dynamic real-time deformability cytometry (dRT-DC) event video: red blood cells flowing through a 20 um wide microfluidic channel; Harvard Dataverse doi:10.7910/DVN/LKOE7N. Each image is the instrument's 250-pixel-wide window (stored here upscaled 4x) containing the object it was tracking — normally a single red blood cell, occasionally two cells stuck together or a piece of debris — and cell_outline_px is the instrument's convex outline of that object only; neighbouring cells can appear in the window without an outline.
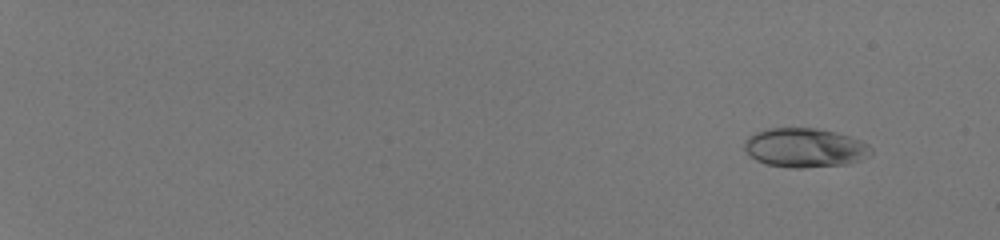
{"species": "human", "species_latin": "Homo sapiens", "temperature_condition": "room temperature", "stored_images_in_passage": 51, "camera_frame_rate_fps": 3000, "um_per_image_px": 0.085, "donor": {"sex": "male"}, "frame": {"image": 1, "passage_image": 1, "time_ms": 0.0, "image_size_px": [1000, 240], "cell_outline_px": [[872, 152], [868, 156], [860, 160], [848, 164], [804, 168], [792, 168], [764, 164], [756, 160], [744, 148], [744, 144], [748, 136], [756, 132], [768, 128], [816, 128], [848, 136], [860, 140], [868, 144], [872, 148]], "centroid_in_image_um": [68.41, 12.57], "position_along_channel_um": 16.6, "area_um2": 28.9}}
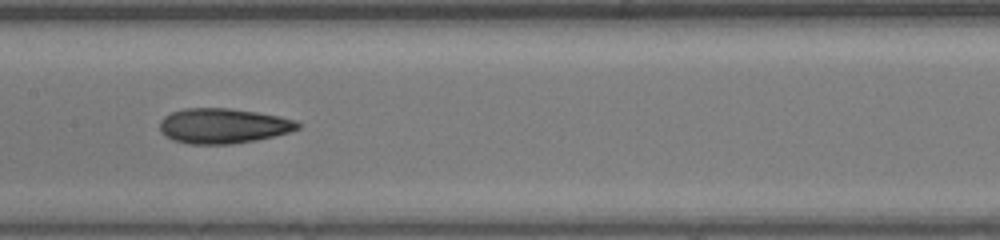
{"frame": {"image": 2, "passage_image": 30, "time_ms": 9.667, "image_size_px": [1000, 240], "cell_outline_px": [[300, 128], [288, 132], [256, 140], [232, 144], [188, 144], [172, 140], [164, 136], [160, 132], [160, 120], [164, 116], [172, 112], [184, 108], [228, 108], [256, 112], [280, 116], [296, 120], [300, 124]], "centroid_in_image_um": [18.93, 10.7], "position_along_channel_um": 188.5, "area_um2": 28.32}}
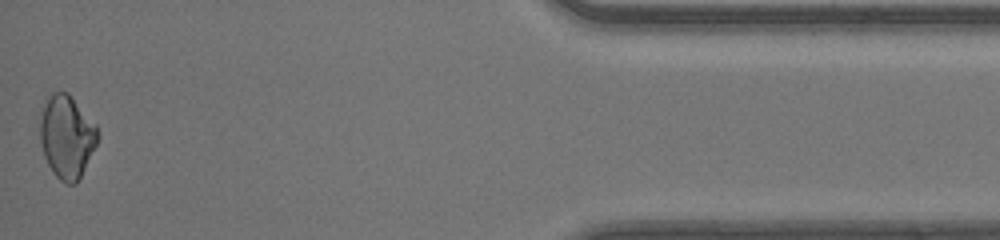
{"frame": {"image": 3, "passage_image": 51, "time_ms": 16.667, "image_size_px": [1000, 240], "cell_outline_px": [[100, 136], [76, 184], [64, 184], [52, 172], [44, 156], [40, 140], [40, 120], [44, 108], [52, 92], [68, 92], [96, 124]], "centroid_in_image_um": [5.69, 11.63], "position_along_channel_um": 429.5, "area_um2": 27.57}, "authors_computed_cell_mechanics": {"area_um2": 27.5706, "velocity_mm_per_s": 4.1899, "shape_relaxation_time_tau1_ms": 9.951, "shape_relaxation_time_tau2_ms": 2.2708, "deformation_change_tau1": 0.2252, "deformation_change_tau2": 0.0691}}